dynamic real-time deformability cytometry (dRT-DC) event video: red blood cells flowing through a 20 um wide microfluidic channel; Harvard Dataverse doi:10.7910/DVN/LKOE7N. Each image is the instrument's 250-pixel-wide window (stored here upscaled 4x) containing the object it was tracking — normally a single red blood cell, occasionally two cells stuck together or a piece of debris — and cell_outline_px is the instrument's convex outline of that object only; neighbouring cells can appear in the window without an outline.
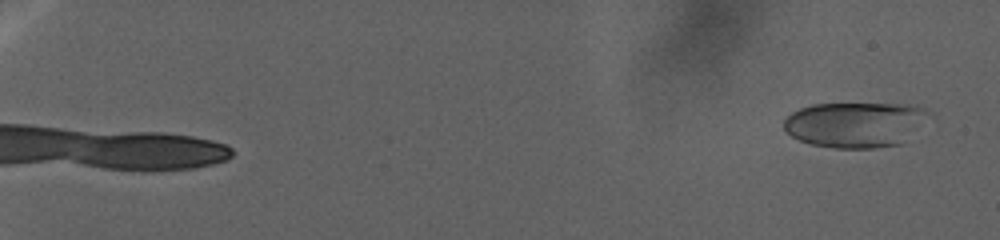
{"species": "human", "species_latin": "Homo sapiens", "temperature_condition": "warm", "stored_images_in_passage": 152, "camera_frame_rate_fps": 3000, "um_per_image_px": 0.085, "donor": {"sex": "female"}, "frame": {"image": 1, "passage_image": 1, "time_ms": 0.0, "image_size_px": [1000, 240], "cell_outline_px": [[928, 112], [900, 144], [872, 148], [836, 148], [812, 144], [800, 140], [784, 132], [784, 120], [792, 112], [800, 108], [812, 104], [916, 104], [924, 108]], "centroid_in_image_um": [72.59, 10.57], "position_along_channel_um": 12.4, "area_um2": 37.57}}
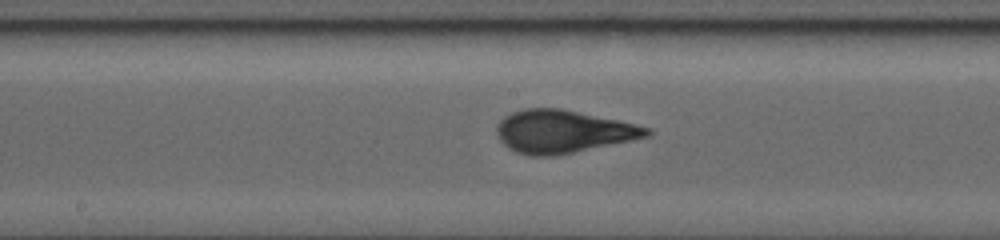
{"frame": {"image": 2, "passage_image": 88, "time_ms": 31.0, "image_size_px": [1000, 240], "cell_outline_px": [[652, 132], [648, 136], [632, 140], [556, 156], [528, 156], [516, 152], [508, 148], [500, 140], [496, 132], [496, 124], [504, 116], [512, 112], [524, 108], [560, 108], [636, 124], [652, 128]], "centroid_in_image_um": [47.82, 11.18], "position_along_channel_um": 200.4, "area_um2": 37.51}}
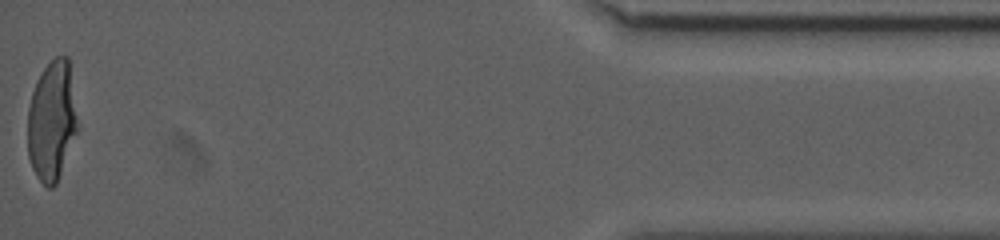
{"frame": {"image": 3, "passage_image": 152, "time_ms": 52.333, "image_size_px": [1000, 240], "cell_outline_px": [[80, 128], [56, 184], [52, 188], [48, 188], [36, 176], [32, 168], [28, 156], [28, 108], [32, 92], [36, 80], [44, 68], [56, 56], [68, 56]], "centroid_in_image_um": [4.43, 10.29], "position_along_channel_um": 430.8, "area_um2": 35.43}}